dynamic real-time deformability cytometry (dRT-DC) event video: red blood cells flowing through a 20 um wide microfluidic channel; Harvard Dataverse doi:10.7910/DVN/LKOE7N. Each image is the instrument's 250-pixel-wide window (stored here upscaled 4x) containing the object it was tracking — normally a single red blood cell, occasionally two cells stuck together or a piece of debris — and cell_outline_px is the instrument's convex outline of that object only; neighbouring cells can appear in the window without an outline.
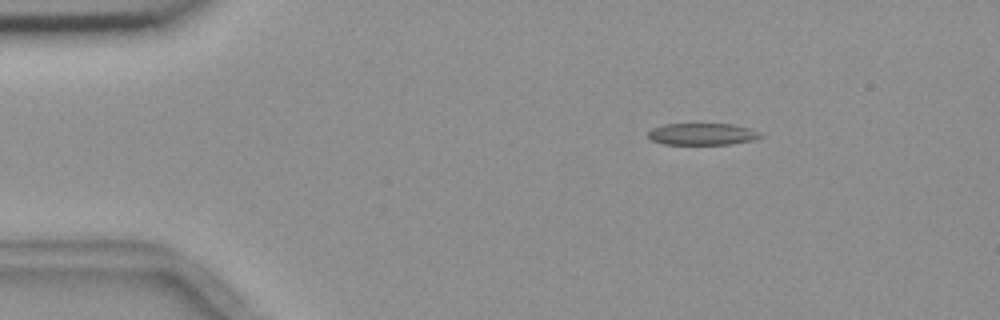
{"species": "common noctule bat (a hibernating species)", "species_latin": "Nyctalus noctula", "temperature_condition": "room temperature", "stored_images_in_passage": 4, "camera_frame_rate_fps": 3000, "um_per_image_px": 0.085, "animal": {"sex": "female", "body_mass_g": 18.4}, "frame": {"image": 1, "passage_image": 2, "time_ms": 1.333, "image_size_px": [1000, 320], "cell_outline_px": [[764, 136], [752, 140], [732, 144], [664, 144], [652, 140], [648, 136], [648, 132], [652, 128], [664, 124], [736, 124], [760, 132]], "centroid_in_image_um": [59.71, 11.39], "position_along_channel_um": 25.3, "area_um2": 14.28}}